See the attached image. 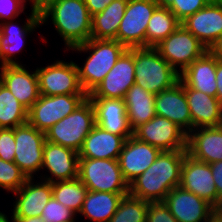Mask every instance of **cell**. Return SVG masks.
<instances>
[{"label": "cell", "instance_id": "obj_30", "mask_svg": "<svg viewBox=\"0 0 222 222\" xmlns=\"http://www.w3.org/2000/svg\"><path fill=\"white\" fill-rule=\"evenodd\" d=\"M128 0H113L100 13L92 16L91 38L116 40Z\"/></svg>", "mask_w": 222, "mask_h": 222}, {"label": "cell", "instance_id": "obj_38", "mask_svg": "<svg viewBox=\"0 0 222 222\" xmlns=\"http://www.w3.org/2000/svg\"><path fill=\"white\" fill-rule=\"evenodd\" d=\"M15 150L14 128H0V159L14 162Z\"/></svg>", "mask_w": 222, "mask_h": 222}, {"label": "cell", "instance_id": "obj_29", "mask_svg": "<svg viewBox=\"0 0 222 222\" xmlns=\"http://www.w3.org/2000/svg\"><path fill=\"white\" fill-rule=\"evenodd\" d=\"M127 194L88 190L80 214L92 222H108Z\"/></svg>", "mask_w": 222, "mask_h": 222}, {"label": "cell", "instance_id": "obj_9", "mask_svg": "<svg viewBox=\"0 0 222 222\" xmlns=\"http://www.w3.org/2000/svg\"><path fill=\"white\" fill-rule=\"evenodd\" d=\"M159 5L156 0H128L116 40L127 49L146 47V28Z\"/></svg>", "mask_w": 222, "mask_h": 222}, {"label": "cell", "instance_id": "obj_31", "mask_svg": "<svg viewBox=\"0 0 222 222\" xmlns=\"http://www.w3.org/2000/svg\"><path fill=\"white\" fill-rule=\"evenodd\" d=\"M181 22L164 4L153 12L146 28V47H155L168 35L174 32Z\"/></svg>", "mask_w": 222, "mask_h": 222}, {"label": "cell", "instance_id": "obj_24", "mask_svg": "<svg viewBox=\"0 0 222 222\" xmlns=\"http://www.w3.org/2000/svg\"><path fill=\"white\" fill-rule=\"evenodd\" d=\"M187 153L208 164L222 161V125L193 129L187 137Z\"/></svg>", "mask_w": 222, "mask_h": 222}, {"label": "cell", "instance_id": "obj_16", "mask_svg": "<svg viewBox=\"0 0 222 222\" xmlns=\"http://www.w3.org/2000/svg\"><path fill=\"white\" fill-rule=\"evenodd\" d=\"M164 203L178 222H208L216 210L206 200L180 186L166 195Z\"/></svg>", "mask_w": 222, "mask_h": 222}, {"label": "cell", "instance_id": "obj_41", "mask_svg": "<svg viewBox=\"0 0 222 222\" xmlns=\"http://www.w3.org/2000/svg\"><path fill=\"white\" fill-rule=\"evenodd\" d=\"M210 166L218 193V209H222V161L210 163Z\"/></svg>", "mask_w": 222, "mask_h": 222}, {"label": "cell", "instance_id": "obj_25", "mask_svg": "<svg viewBox=\"0 0 222 222\" xmlns=\"http://www.w3.org/2000/svg\"><path fill=\"white\" fill-rule=\"evenodd\" d=\"M216 64L217 59L207 51L180 73L179 81L185 88L217 97Z\"/></svg>", "mask_w": 222, "mask_h": 222}, {"label": "cell", "instance_id": "obj_19", "mask_svg": "<svg viewBox=\"0 0 222 222\" xmlns=\"http://www.w3.org/2000/svg\"><path fill=\"white\" fill-rule=\"evenodd\" d=\"M40 14L31 11V15L27 17L24 26H17L12 20L0 23V64L4 65H21L16 58L13 60L15 54L24 48L26 35L35 31L37 27L41 26Z\"/></svg>", "mask_w": 222, "mask_h": 222}, {"label": "cell", "instance_id": "obj_17", "mask_svg": "<svg viewBox=\"0 0 222 222\" xmlns=\"http://www.w3.org/2000/svg\"><path fill=\"white\" fill-rule=\"evenodd\" d=\"M162 151L133 135L125 140L118 162L125 181L130 184L146 171Z\"/></svg>", "mask_w": 222, "mask_h": 222}, {"label": "cell", "instance_id": "obj_3", "mask_svg": "<svg viewBox=\"0 0 222 222\" xmlns=\"http://www.w3.org/2000/svg\"><path fill=\"white\" fill-rule=\"evenodd\" d=\"M72 51L89 52L83 67H79L78 75L84 92L89 95L114 67L127 48L117 40L93 39L69 48Z\"/></svg>", "mask_w": 222, "mask_h": 222}, {"label": "cell", "instance_id": "obj_23", "mask_svg": "<svg viewBox=\"0 0 222 222\" xmlns=\"http://www.w3.org/2000/svg\"><path fill=\"white\" fill-rule=\"evenodd\" d=\"M28 178L14 193L13 217L41 216L43 208L52 197V183L42 180L37 183Z\"/></svg>", "mask_w": 222, "mask_h": 222}, {"label": "cell", "instance_id": "obj_7", "mask_svg": "<svg viewBox=\"0 0 222 222\" xmlns=\"http://www.w3.org/2000/svg\"><path fill=\"white\" fill-rule=\"evenodd\" d=\"M155 48L178 73H182L193 61L208 51L182 24Z\"/></svg>", "mask_w": 222, "mask_h": 222}, {"label": "cell", "instance_id": "obj_33", "mask_svg": "<svg viewBox=\"0 0 222 222\" xmlns=\"http://www.w3.org/2000/svg\"><path fill=\"white\" fill-rule=\"evenodd\" d=\"M28 123V110L0 82V128H15Z\"/></svg>", "mask_w": 222, "mask_h": 222}, {"label": "cell", "instance_id": "obj_27", "mask_svg": "<svg viewBox=\"0 0 222 222\" xmlns=\"http://www.w3.org/2000/svg\"><path fill=\"white\" fill-rule=\"evenodd\" d=\"M125 139L95 125L78 151L79 158L118 160Z\"/></svg>", "mask_w": 222, "mask_h": 222}, {"label": "cell", "instance_id": "obj_20", "mask_svg": "<svg viewBox=\"0 0 222 222\" xmlns=\"http://www.w3.org/2000/svg\"><path fill=\"white\" fill-rule=\"evenodd\" d=\"M156 115L177 124L187 134L192 131V119L185 95V87L179 81L172 88L155 94Z\"/></svg>", "mask_w": 222, "mask_h": 222}, {"label": "cell", "instance_id": "obj_12", "mask_svg": "<svg viewBox=\"0 0 222 222\" xmlns=\"http://www.w3.org/2000/svg\"><path fill=\"white\" fill-rule=\"evenodd\" d=\"M133 136L161 151L187 150L188 134L177 124L158 115L138 126Z\"/></svg>", "mask_w": 222, "mask_h": 222}, {"label": "cell", "instance_id": "obj_13", "mask_svg": "<svg viewBox=\"0 0 222 222\" xmlns=\"http://www.w3.org/2000/svg\"><path fill=\"white\" fill-rule=\"evenodd\" d=\"M134 71V48H129L87 97L123 99L129 88L135 84Z\"/></svg>", "mask_w": 222, "mask_h": 222}, {"label": "cell", "instance_id": "obj_1", "mask_svg": "<svg viewBox=\"0 0 222 222\" xmlns=\"http://www.w3.org/2000/svg\"><path fill=\"white\" fill-rule=\"evenodd\" d=\"M187 150L162 151L151 166L129 184V194L148 202L164 201L180 184Z\"/></svg>", "mask_w": 222, "mask_h": 222}, {"label": "cell", "instance_id": "obj_14", "mask_svg": "<svg viewBox=\"0 0 222 222\" xmlns=\"http://www.w3.org/2000/svg\"><path fill=\"white\" fill-rule=\"evenodd\" d=\"M179 186L218 209V193L210 164L197 161L187 154L182 163Z\"/></svg>", "mask_w": 222, "mask_h": 222}, {"label": "cell", "instance_id": "obj_39", "mask_svg": "<svg viewBox=\"0 0 222 222\" xmlns=\"http://www.w3.org/2000/svg\"><path fill=\"white\" fill-rule=\"evenodd\" d=\"M146 222H178L164 201L149 202Z\"/></svg>", "mask_w": 222, "mask_h": 222}, {"label": "cell", "instance_id": "obj_8", "mask_svg": "<svg viewBox=\"0 0 222 222\" xmlns=\"http://www.w3.org/2000/svg\"><path fill=\"white\" fill-rule=\"evenodd\" d=\"M87 96V94L54 96L40 94L39 99L28 110V123L46 132L55 123L71 114Z\"/></svg>", "mask_w": 222, "mask_h": 222}, {"label": "cell", "instance_id": "obj_26", "mask_svg": "<svg viewBox=\"0 0 222 222\" xmlns=\"http://www.w3.org/2000/svg\"><path fill=\"white\" fill-rule=\"evenodd\" d=\"M185 95L191 113L192 130L222 125V103L217 97L192 88H185Z\"/></svg>", "mask_w": 222, "mask_h": 222}, {"label": "cell", "instance_id": "obj_11", "mask_svg": "<svg viewBox=\"0 0 222 222\" xmlns=\"http://www.w3.org/2000/svg\"><path fill=\"white\" fill-rule=\"evenodd\" d=\"M14 138V163L27 178H33V174L42 169L45 132L26 123L14 128Z\"/></svg>", "mask_w": 222, "mask_h": 222}, {"label": "cell", "instance_id": "obj_21", "mask_svg": "<svg viewBox=\"0 0 222 222\" xmlns=\"http://www.w3.org/2000/svg\"><path fill=\"white\" fill-rule=\"evenodd\" d=\"M94 108L95 123L105 131L122 136L125 140L133 135L123 99L87 97Z\"/></svg>", "mask_w": 222, "mask_h": 222}, {"label": "cell", "instance_id": "obj_49", "mask_svg": "<svg viewBox=\"0 0 222 222\" xmlns=\"http://www.w3.org/2000/svg\"><path fill=\"white\" fill-rule=\"evenodd\" d=\"M159 4H165L168 0H156Z\"/></svg>", "mask_w": 222, "mask_h": 222}, {"label": "cell", "instance_id": "obj_2", "mask_svg": "<svg viewBox=\"0 0 222 222\" xmlns=\"http://www.w3.org/2000/svg\"><path fill=\"white\" fill-rule=\"evenodd\" d=\"M52 20L55 30L63 38L65 49L87 42L91 38V19L84 0H58L41 14V22Z\"/></svg>", "mask_w": 222, "mask_h": 222}, {"label": "cell", "instance_id": "obj_18", "mask_svg": "<svg viewBox=\"0 0 222 222\" xmlns=\"http://www.w3.org/2000/svg\"><path fill=\"white\" fill-rule=\"evenodd\" d=\"M44 168L50 172L51 177L44 175L42 180L50 183L78 178V152L46 140L43 149L42 169Z\"/></svg>", "mask_w": 222, "mask_h": 222}, {"label": "cell", "instance_id": "obj_36", "mask_svg": "<svg viewBox=\"0 0 222 222\" xmlns=\"http://www.w3.org/2000/svg\"><path fill=\"white\" fill-rule=\"evenodd\" d=\"M211 0H168L164 5L182 22L204 8Z\"/></svg>", "mask_w": 222, "mask_h": 222}, {"label": "cell", "instance_id": "obj_47", "mask_svg": "<svg viewBox=\"0 0 222 222\" xmlns=\"http://www.w3.org/2000/svg\"><path fill=\"white\" fill-rule=\"evenodd\" d=\"M208 222H222V209H216L210 215Z\"/></svg>", "mask_w": 222, "mask_h": 222}, {"label": "cell", "instance_id": "obj_35", "mask_svg": "<svg viewBox=\"0 0 222 222\" xmlns=\"http://www.w3.org/2000/svg\"><path fill=\"white\" fill-rule=\"evenodd\" d=\"M20 168L10 161L0 159V187L8 192L17 191L27 180Z\"/></svg>", "mask_w": 222, "mask_h": 222}, {"label": "cell", "instance_id": "obj_22", "mask_svg": "<svg viewBox=\"0 0 222 222\" xmlns=\"http://www.w3.org/2000/svg\"><path fill=\"white\" fill-rule=\"evenodd\" d=\"M0 67V82L29 110L40 96L36 71L30 73L22 64Z\"/></svg>", "mask_w": 222, "mask_h": 222}, {"label": "cell", "instance_id": "obj_28", "mask_svg": "<svg viewBox=\"0 0 222 222\" xmlns=\"http://www.w3.org/2000/svg\"><path fill=\"white\" fill-rule=\"evenodd\" d=\"M123 100L126 106L128 123L132 131L156 115L155 94L144 90L137 84H133L129 88Z\"/></svg>", "mask_w": 222, "mask_h": 222}, {"label": "cell", "instance_id": "obj_15", "mask_svg": "<svg viewBox=\"0 0 222 222\" xmlns=\"http://www.w3.org/2000/svg\"><path fill=\"white\" fill-rule=\"evenodd\" d=\"M181 24L205 47L222 37V0H211L204 8L188 16Z\"/></svg>", "mask_w": 222, "mask_h": 222}, {"label": "cell", "instance_id": "obj_37", "mask_svg": "<svg viewBox=\"0 0 222 222\" xmlns=\"http://www.w3.org/2000/svg\"><path fill=\"white\" fill-rule=\"evenodd\" d=\"M76 213L59 203L53 196L43 208L41 217L46 222H72Z\"/></svg>", "mask_w": 222, "mask_h": 222}, {"label": "cell", "instance_id": "obj_42", "mask_svg": "<svg viewBox=\"0 0 222 222\" xmlns=\"http://www.w3.org/2000/svg\"><path fill=\"white\" fill-rule=\"evenodd\" d=\"M90 16L102 12L113 0H84Z\"/></svg>", "mask_w": 222, "mask_h": 222}, {"label": "cell", "instance_id": "obj_4", "mask_svg": "<svg viewBox=\"0 0 222 222\" xmlns=\"http://www.w3.org/2000/svg\"><path fill=\"white\" fill-rule=\"evenodd\" d=\"M135 84L158 94L179 82L178 73L155 47L134 48Z\"/></svg>", "mask_w": 222, "mask_h": 222}, {"label": "cell", "instance_id": "obj_32", "mask_svg": "<svg viewBox=\"0 0 222 222\" xmlns=\"http://www.w3.org/2000/svg\"><path fill=\"white\" fill-rule=\"evenodd\" d=\"M87 193V187L79 178L52 183V196L76 214L80 213Z\"/></svg>", "mask_w": 222, "mask_h": 222}, {"label": "cell", "instance_id": "obj_34", "mask_svg": "<svg viewBox=\"0 0 222 222\" xmlns=\"http://www.w3.org/2000/svg\"><path fill=\"white\" fill-rule=\"evenodd\" d=\"M148 207V201L127 194L108 222H146Z\"/></svg>", "mask_w": 222, "mask_h": 222}, {"label": "cell", "instance_id": "obj_46", "mask_svg": "<svg viewBox=\"0 0 222 222\" xmlns=\"http://www.w3.org/2000/svg\"><path fill=\"white\" fill-rule=\"evenodd\" d=\"M12 222H46L41 216L36 217H13Z\"/></svg>", "mask_w": 222, "mask_h": 222}, {"label": "cell", "instance_id": "obj_44", "mask_svg": "<svg viewBox=\"0 0 222 222\" xmlns=\"http://www.w3.org/2000/svg\"><path fill=\"white\" fill-rule=\"evenodd\" d=\"M217 98L222 103V62L216 64Z\"/></svg>", "mask_w": 222, "mask_h": 222}, {"label": "cell", "instance_id": "obj_43", "mask_svg": "<svg viewBox=\"0 0 222 222\" xmlns=\"http://www.w3.org/2000/svg\"><path fill=\"white\" fill-rule=\"evenodd\" d=\"M58 0H30L31 10L41 14L46 8H48L52 3Z\"/></svg>", "mask_w": 222, "mask_h": 222}, {"label": "cell", "instance_id": "obj_6", "mask_svg": "<svg viewBox=\"0 0 222 222\" xmlns=\"http://www.w3.org/2000/svg\"><path fill=\"white\" fill-rule=\"evenodd\" d=\"M78 178L91 191L129 193L118 160L79 158Z\"/></svg>", "mask_w": 222, "mask_h": 222}, {"label": "cell", "instance_id": "obj_40", "mask_svg": "<svg viewBox=\"0 0 222 222\" xmlns=\"http://www.w3.org/2000/svg\"><path fill=\"white\" fill-rule=\"evenodd\" d=\"M26 0H4L0 1V20H14L24 12ZM25 3V4H24ZM5 19V20H4ZM0 22V23H1Z\"/></svg>", "mask_w": 222, "mask_h": 222}, {"label": "cell", "instance_id": "obj_5", "mask_svg": "<svg viewBox=\"0 0 222 222\" xmlns=\"http://www.w3.org/2000/svg\"><path fill=\"white\" fill-rule=\"evenodd\" d=\"M95 125L94 108L86 98L71 114L45 132L46 140L78 152Z\"/></svg>", "mask_w": 222, "mask_h": 222}, {"label": "cell", "instance_id": "obj_48", "mask_svg": "<svg viewBox=\"0 0 222 222\" xmlns=\"http://www.w3.org/2000/svg\"><path fill=\"white\" fill-rule=\"evenodd\" d=\"M0 222H9L8 217L6 214L0 211Z\"/></svg>", "mask_w": 222, "mask_h": 222}, {"label": "cell", "instance_id": "obj_10", "mask_svg": "<svg viewBox=\"0 0 222 222\" xmlns=\"http://www.w3.org/2000/svg\"><path fill=\"white\" fill-rule=\"evenodd\" d=\"M55 61L46 67L36 68L40 94H86L79 81L77 64L73 61Z\"/></svg>", "mask_w": 222, "mask_h": 222}, {"label": "cell", "instance_id": "obj_45", "mask_svg": "<svg viewBox=\"0 0 222 222\" xmlns=\"http://www.w3.org/2000/svg\"><path fill=\"white\" fill-rule=\"evenodd\" d=\"M208 51L220 62H222V37H220Z\"/></svg>", "mask_w": 222, "mask_h": 222}]
</instances>
